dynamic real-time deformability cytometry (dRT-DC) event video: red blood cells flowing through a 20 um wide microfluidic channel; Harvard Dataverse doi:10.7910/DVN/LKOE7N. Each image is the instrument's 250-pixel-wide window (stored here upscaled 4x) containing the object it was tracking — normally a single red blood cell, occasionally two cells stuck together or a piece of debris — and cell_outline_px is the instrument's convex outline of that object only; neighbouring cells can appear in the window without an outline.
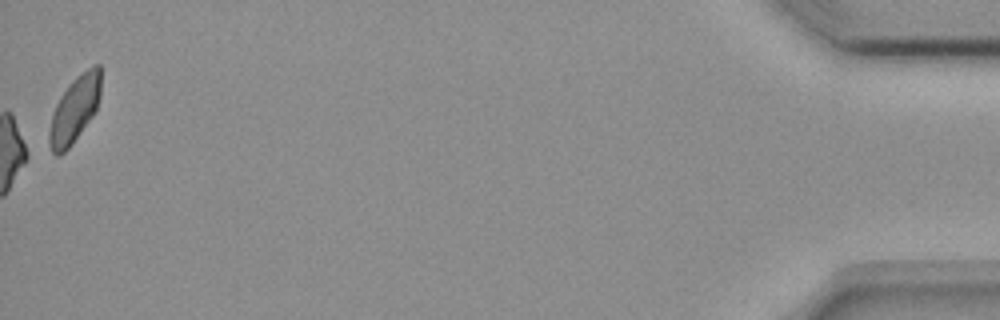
{"species": "common noctule bat (a hibernating species)", "species_latin": "Nyctalus noctula", "temperature_condition": "room temperature", "stored_images_in_passage": 56, "camera_frame_rate_fps": 3000, "um_per_image_px": 0.085, "animal": {"sex": "female", "body_mass_g": 18.4}, "frame": {"image": 1, "passage_image": 56, "time_ms": 18.333, "image_size_px": [1000, 320], "cell_outline_px": [[100, 96], [96, 112], [72, 144], [60, 156], [56, 156], [52, 152], [48, 144], [48, 132], [52, 112], [60, 96], [68, 84], [76, 76], [88, 68], [96, 64], [100, 64]], "centroid_in_image_um": [6.32, 9.32], "position_along_channel_um": 428.9, "area_um2": 20.17}, "authors_computed_cell_mechanics": {"area_um2": 18.3226, "velocity_mm_per_s": 3.68, "shape_relaxation_time_tau1_ms": 10.937, "shape_relaxation_time_tau2_ms": null, "deformation_change_tau1": 0.1985, "deformation_change_tau2": null}}